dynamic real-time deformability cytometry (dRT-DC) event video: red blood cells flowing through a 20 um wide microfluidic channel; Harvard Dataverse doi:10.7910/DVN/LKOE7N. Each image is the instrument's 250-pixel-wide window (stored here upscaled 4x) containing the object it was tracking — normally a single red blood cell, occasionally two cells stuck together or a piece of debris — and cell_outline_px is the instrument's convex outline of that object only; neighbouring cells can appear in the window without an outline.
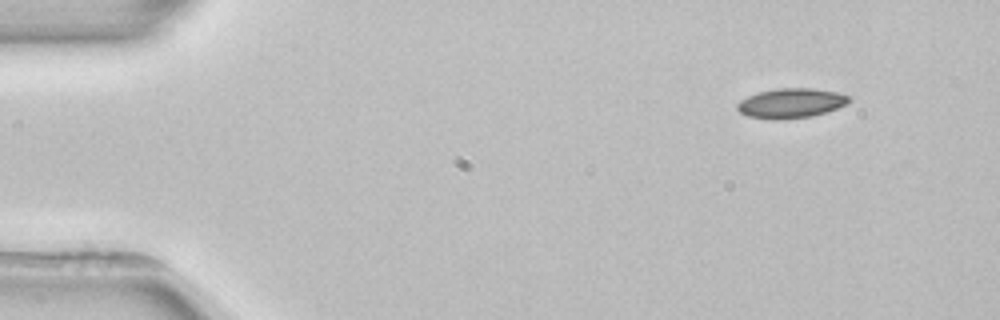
{"species": "common noctule bat (a hibernating species)", "species_latin": "Nyctalus noctula", "temperature_condition": "room temperature", "stored_images_in_passage": 4, "camera_frame_rate_fps": 3000, "um_per_image_px": 0.085, "animal": {"sex": "female", "body_mass_g": 22.7, "forearm_length_mm": 54.2}, "frame": {"image": 1, "passage_image": 1, "time_ms": 0.0, "image_size_px": [1000, 320], "cell_outline_px": [[852, 100], [848, 104], [812, 116], [780, 120], [772, 120], [748, 116], [740, 112], [736, 108], [736, 104], [740, 100], [748, 96], [760, 92], [780, 88], [812, 88], [836, 92], [848, 96]], "centroid_in_image_um": [67.22, 8.78], "position_along_channel_um": 17.8, "area_um2": 19.31}}
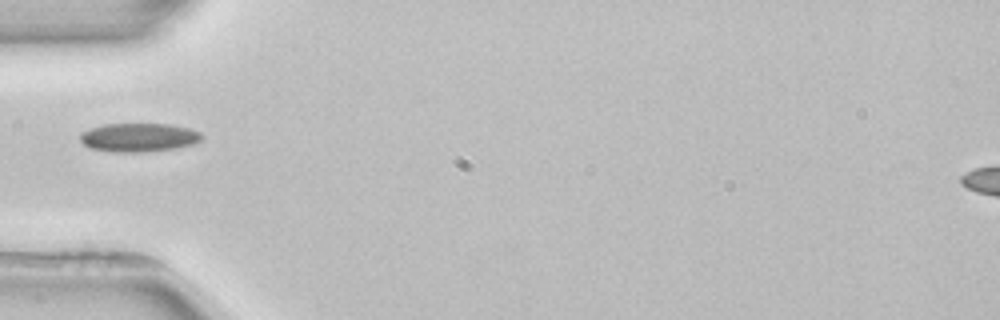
{"frame": {"image": 2, "passage_image": 4, "time_ms": 4.0, "image_size_px": [1000, 320], "cell_outline_px": [[204, 136], [200, 140], [192, 144], [176, 148], [140, 152], [112, 152], [88, 148], [80, 140], [80, 132], [104, 124], [172, 124], [188, 128], [200, 132]], "centroid_in_image_um": [11.78, 11.68], "position_along_channel_um": 73.2, "area_um2": 20.35}}